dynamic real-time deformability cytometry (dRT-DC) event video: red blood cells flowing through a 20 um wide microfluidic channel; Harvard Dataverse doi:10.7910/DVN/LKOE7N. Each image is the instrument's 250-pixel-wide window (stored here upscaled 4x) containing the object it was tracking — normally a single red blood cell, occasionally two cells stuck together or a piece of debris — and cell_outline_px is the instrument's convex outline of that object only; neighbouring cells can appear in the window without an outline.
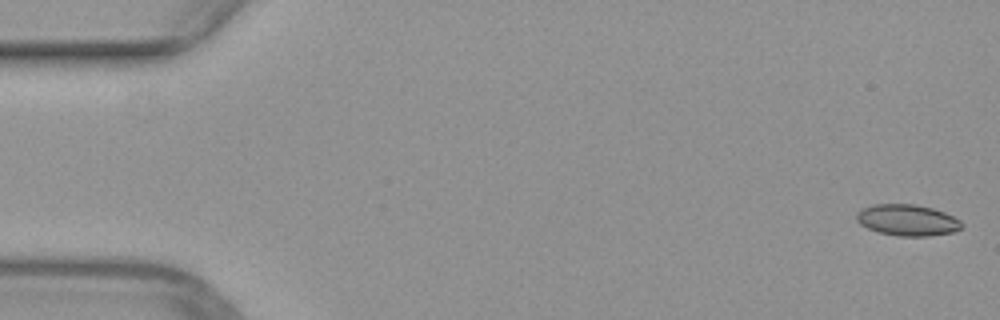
{"species": "common noctule bat (a hibernating species)", "species_latin": "Nyctalus noctula", "temperature_condition": "warm", "stored_images_in_passage": 50, "camera_frame_rate_fps": 3000, "um_per_image_px": 0.085, "animal": {"sex": "female", "body_mass_g": 29.2, "forearm_length_mm": 56.3}, "frame": {"image": 1, "passage_image": 1, "time_ms": 0.0, "image_size_px": [1000, 320], "cell_outline_px": [[964, 224], [960, 228], [952, 232], [928, 236], [896, 236], [880, 232], [868, 228], [860, 224], [856, 220], [856, 212], [860, 208], [872, 204], [916, 204], [932, 208], [944, 212], [960, 220]], "centroid_in_image_um": [77.09, 18.7], "position_along_channel_um": 7.9, "area_um2": 19.25}}
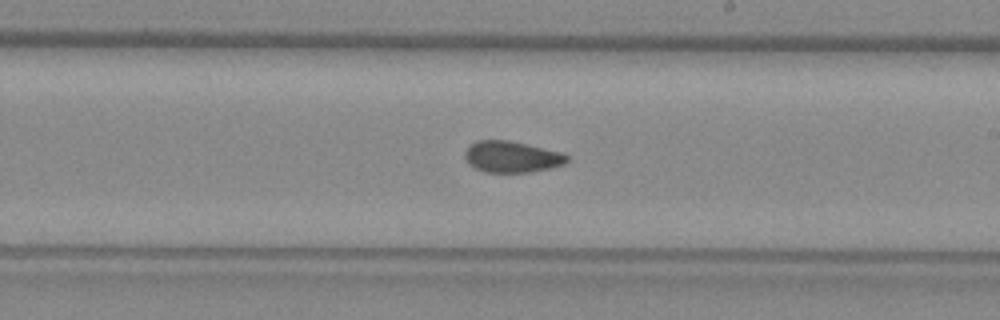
{"frame": {"image": 2, "passage_image": 29, "time_ms": 9.333, "image_size_px": [1000, 320], "cell_outline_px": [[568, 160], [564, 164], [548, 168], [528, 172], [484, 172], [468, 164], [464, 156], [464, 152], [476, 140], [508, 140], [564, 152], [568, 156]], "centroid_in_image_um": [43.5, 13.32], "position_along_channel_um": 245.5, "area_um2": 18.61}}
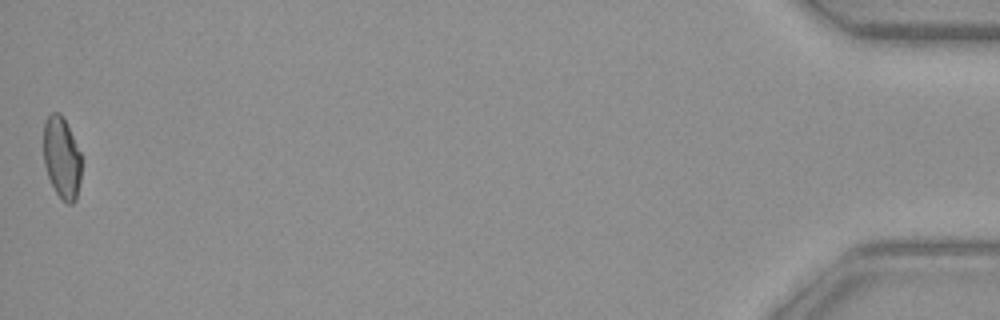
{"frame": {"image": 3, "passage_image": 50, "time_ms": 16.333, "image_size_px": [1000, 320], "cell_outline_px": [[80, 180], [76, 200], [72, 204], [68, 204], [56, 192], [48, 176], [44, 164], [44, 120], [52, 112], [60, 112], [80, 152]], "centroid_in_image_um": [5.23, 13.41], "position_along_channel_um": 430.0, "area_um2": 17.69}}